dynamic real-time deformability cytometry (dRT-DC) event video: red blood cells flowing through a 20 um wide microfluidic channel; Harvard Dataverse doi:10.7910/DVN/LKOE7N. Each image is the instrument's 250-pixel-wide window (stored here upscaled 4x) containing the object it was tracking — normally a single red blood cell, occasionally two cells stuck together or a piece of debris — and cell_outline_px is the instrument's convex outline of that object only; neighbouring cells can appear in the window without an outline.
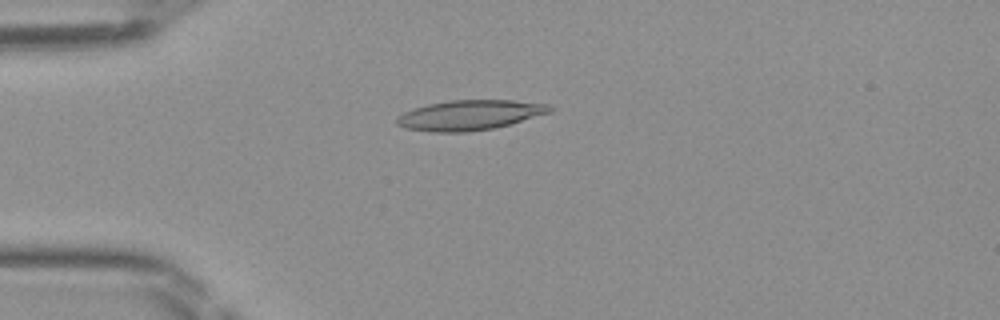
{"species": "Egyptian fruit bat (a non-hibernating species)", "species_latin": "Rousettus aegyptiacus", "temperature_condition": "room temperature", "stored_images_in_passage": 47, "camera_frame_rate_fps": 3000, "um_per_image_px": 0.085, "frame": {"image": 1, "passage_image": 12, "time_ms": 3.667, "image_size_px": [1000, 320], "cell_outline_px": [[556, 108], [552, 112], [496, 128], [468, 132], [428, 132], [404, 128], [396, 124], [396, 116], [404, 112], [428, 104], [448, 100], [512, 100], [552, 104]], "centroid_in_image_um": [39.96, 9.78], "position_along_channel_um": 45.0, "area_um2": 27.17}}
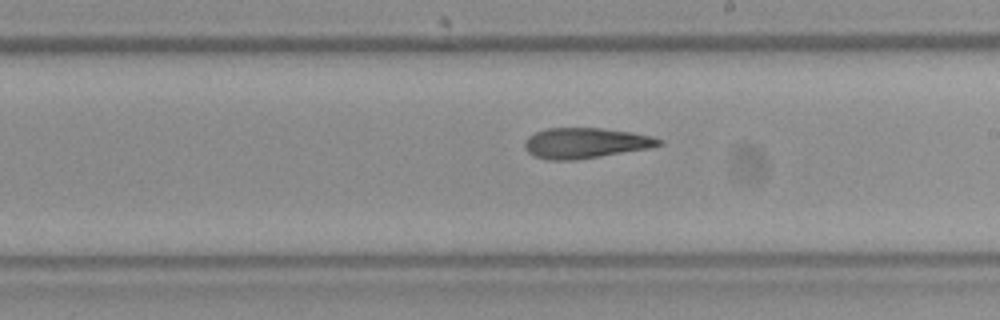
{"frame": {"image": 2, "passage_image": 27, "time_ms": 8.667, "image_size_px": [1000, 320], "cell_outline_px": [[664, 144], [648, 148], [576, 160], [548, 160], [532, 156], [524, 148], [524, 140], [528, 136], [536, 132], [548, 128], [600, 128], [632, 132], [652, 136], [664, 140]], "centroid_in_image_um": [49.74, 12.16], "position_along_channel_um": 239.3, "area_um2": 23.93}}
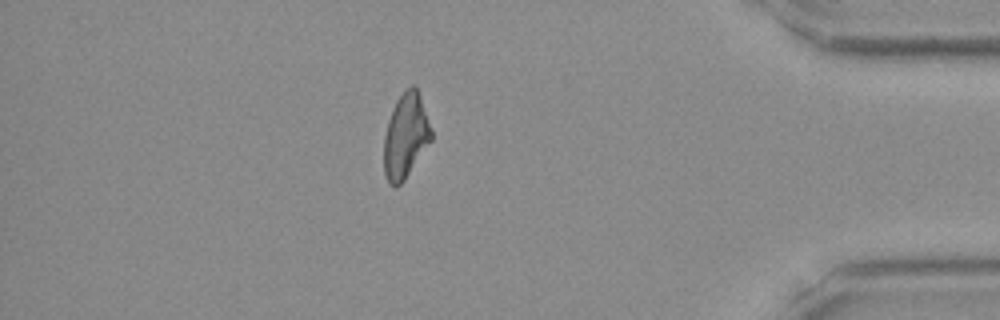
{"frame": {"image": 3, "passage_image": 41, "time_ms": 13.333, "image_size_px": [1000, 320], "cell_outline_px": [[432, 140], [404, 180], [396, 188], [388, 184], [384, 176], [384, 136], [388, 120], [392, 108], [396, 100], [412, 84], [416, 88], [420, 96], [432, 132]], "centroid_in_image_um": [34.46, 11.61], "position_along_channel_um": 400.7, "area_um2": 23.29}}